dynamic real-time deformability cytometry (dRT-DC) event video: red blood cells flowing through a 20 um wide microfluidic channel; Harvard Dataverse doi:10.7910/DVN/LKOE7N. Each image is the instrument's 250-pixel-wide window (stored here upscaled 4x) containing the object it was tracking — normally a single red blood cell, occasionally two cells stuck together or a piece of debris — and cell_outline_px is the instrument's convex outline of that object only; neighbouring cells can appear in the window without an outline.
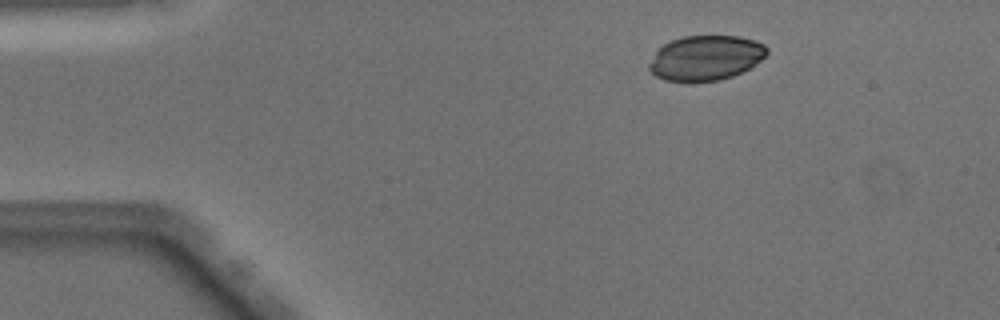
{"species": "Egyptian fruit bat (a non-hibernating species)", "species_latin": "Rousettus aegyptiacus", "temperature_condition": "warm", "stored_images_in_passage": 43, "camera_frame_rate_fps": 3000, "um_per_image_px": 0.085, "animal": {"sex": "male"}, "frame": {"image": 1, "passage_image": 1, "time_ms": 0.0, "image_size_px": [1000, 320], "cell_outline_px": [[768, 52], [756, 64], [732, 76], [720, 80], [688, 84], [664, 80], [656, 76], [648, 68], [648, 64], [656, 52], [664, 44], [672, 40], [684, 36], [740, 36], [756, 40], [764, 44], [768, 48]], "centroid_in_image_um": [59.97, 4.95], "position_along_channel_um": 25.0, "area_um2": 31.21}}
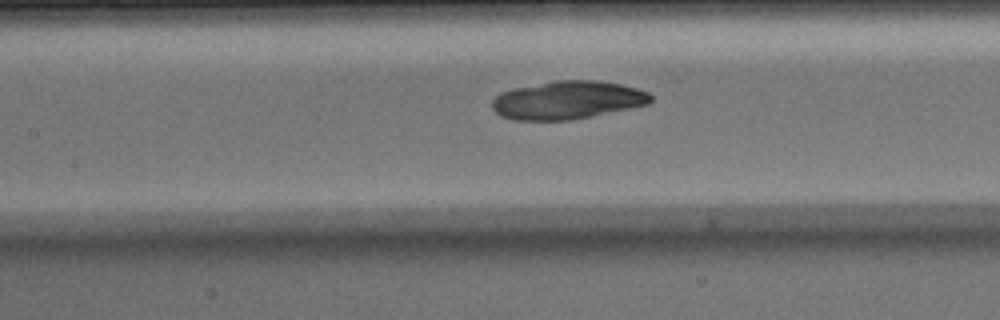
{"frame": {"image": 2, "passage_image": 16, "time_ms": 5.0, "image_size_px": [1000, 320], "cell_outline_px": [[652, 100], [648, 104], [568, 120], [512, 120], [500, 116], [492, 108], [492, 100], [500, 92], [512, 88], [556, 80], [600, 80], [620, 84], [636, 88], [648, 92], [652, 96]], "centroid_in_image_um": [48.19, 8.49], "position_along_channel_um": 159.2, "area_um2": 35.14}}
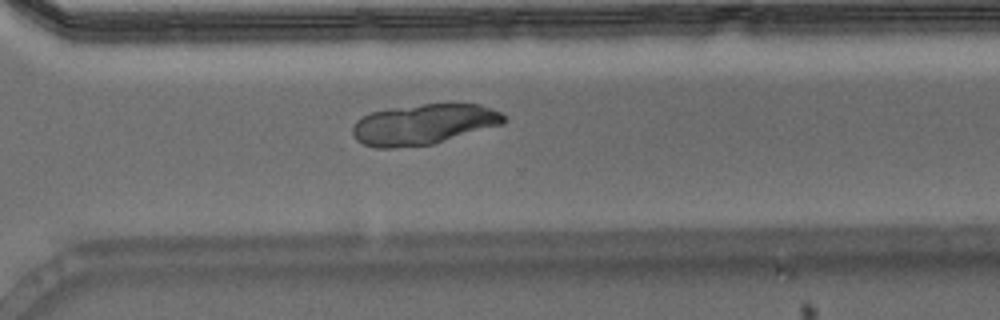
{"frame": {"image": 3, "passage_image": 29, "time_ms": 9.333, "image_size_px": [1000, 320], "cell_outline_px": [[504, 124], [436, 144], [392, 148], [376, 148], [364, 144], [356, 140], [352, 132], [352, 128], [356, 120], [372, 112], [388, 108], [424, 104], [480, 104], [492, 108], [500, 112], [504, 116]], "centroid_in_image_um": [36.01, 10.58], "position_along_channel_um": 334.6, "area_um2": 35.95}}